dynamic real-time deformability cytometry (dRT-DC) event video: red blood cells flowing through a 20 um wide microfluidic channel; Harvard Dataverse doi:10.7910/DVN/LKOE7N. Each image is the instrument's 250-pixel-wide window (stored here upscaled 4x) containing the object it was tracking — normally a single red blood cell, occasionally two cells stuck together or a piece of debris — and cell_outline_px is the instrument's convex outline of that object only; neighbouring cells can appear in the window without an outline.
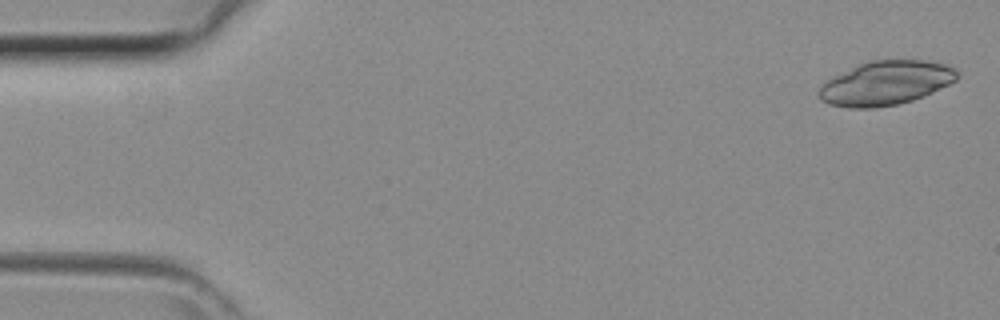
{"species": "common noctule bat (a hibernating species)", "species_latin": "Nyctalus noctula", "temperature_condition": "room temperature", "stored_images_in_passage": 15, "camera_frame_rate_fps": 3000, "um_per_image_px": 0.085, "animal": {"sex": "female", "body_mass_g": 29.2, "forearm_length_mm": 56.3}, "frame": {"image": 1, "passage_image": 1, "time_ms": 0.0, "image_size_px": [1000, 320], "cell_outline_px": [[960, 76], [956, 80], [924, 96], [912, 100], [896, 104], [872, 108], [848, 108], [828, 104], [820, 100], [816, 92], [820, 84], [824, 80], [832, 76], [868, 60], [928, 60], [944, 64], [956, 68]], "centroid_in_image_um": [75.24, 7.06], "position_along_channel_um": 9.8, "area_um2": 35.89}}